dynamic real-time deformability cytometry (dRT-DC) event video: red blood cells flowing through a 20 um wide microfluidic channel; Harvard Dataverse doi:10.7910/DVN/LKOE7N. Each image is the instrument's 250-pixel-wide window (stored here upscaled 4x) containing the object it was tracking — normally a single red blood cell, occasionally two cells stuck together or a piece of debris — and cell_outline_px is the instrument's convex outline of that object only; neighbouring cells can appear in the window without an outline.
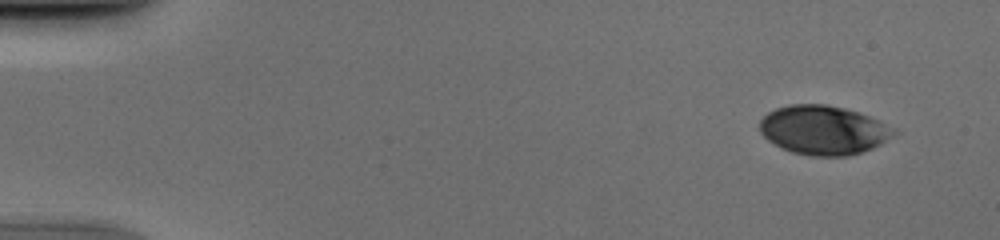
{"species": "human", "species_latin": "Homo sapiens", "temperature_condition": "cold", "stored_images_in_passage": 52, "camera_frame_rate_fps": 3000, "um_per_image_px": 0.085, "donor": {"sex": "male"}, "frame": {"image": 1, "passage_image": 4, "time_ms": 1.0, "image_size_px": [1000, 240], "cell_outline_px": [[896, 132], [880, 144], [872, 148], [848, 156], [812, 156], [792, 152], [768, 140], [760, 132], [760, 120], [768, 112], [776, 108], [788, 104], [828, 104], [844, 108], [868, 116], [896, 128]], "centroid_in_image_um": [69.97, 11.05], "position_along_channel_um": 15.0, "area_um2": 38.09}}
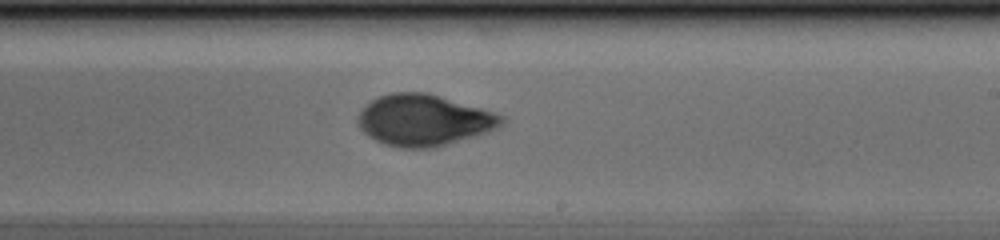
{"frame": {"image": 2, "passage_image": 32, "time_ms": 10.333, "image_size_px": [1000, 240], "cell_outline_px": [[508, 120], [500, 128], [476, 136], [436, 148], [400, 148], [384, 144], [368, 136], [360, 128], [356, 116], [372, 100], [380, 96], [392, 92], [428, 92], [496, 112], [504, 116]], "centroid_in_image_um": [36.1, 10.22], "position_along_channel_um": 252.9, "area_um2": 43.47}}
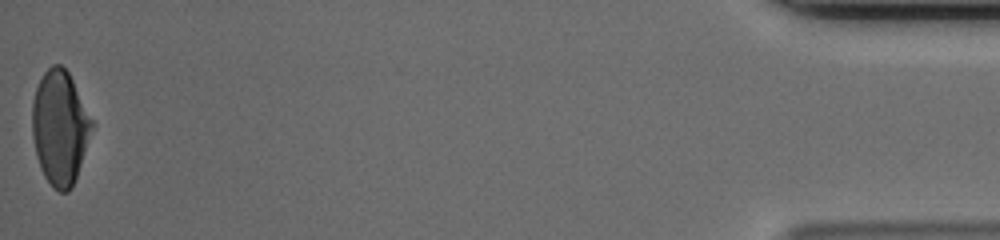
{"frame": {"image": 3, "passage_image": 52, "time_ms": 17.0, "image_size_px": [1000, 240], "cell_outline_px": [[92, 128], [72, 188], [68, 192], [60, 192], [44, 176], [40, 168], [36, 156], [32, 136], [32, 100], [36, 88], [44, 72], [52, 64], [60, 64], [68, 72], [92, 120]], "centroid_in_image_um": [5.05, 10.83], "position_along_channel_um": 430.1, "area_um2": 39.02}}